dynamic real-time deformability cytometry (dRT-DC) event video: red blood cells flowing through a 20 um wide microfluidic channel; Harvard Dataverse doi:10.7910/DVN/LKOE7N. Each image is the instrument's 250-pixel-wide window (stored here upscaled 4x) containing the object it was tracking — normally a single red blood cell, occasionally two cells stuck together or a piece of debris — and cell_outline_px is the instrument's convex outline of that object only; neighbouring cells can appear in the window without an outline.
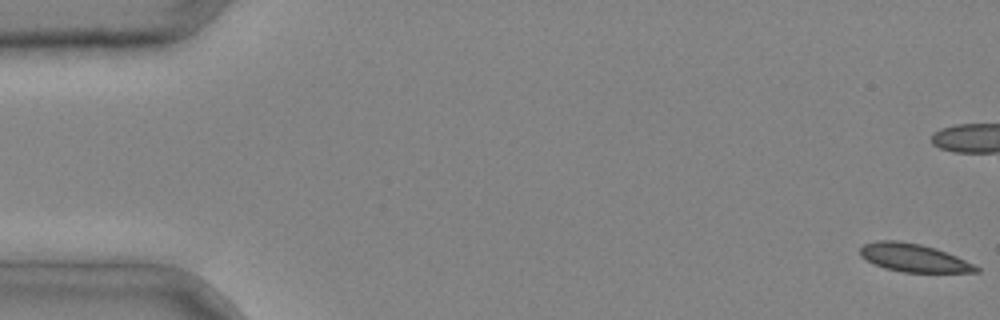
{"species": "common noctule bat (a hibernating species)", "species_latin": "Nyctalus noctula", "temperature_condition": "cold", "stored_images_in_passage": 6, "camera_frame_rate_fps": 3000, "um_per_image_px": 0.085, "animal": {"sex": "male", "body_mass_g": 20.4}, "frame": {"image": 1, "passage_image": 1, "time_ms": 0.0, "image_size_px": [1000, 320], "cell_outline_px": [[980, 272], [904, 272], [884, 268], [860, 256], [860, 248], [864, 244], [880, 240], [900, 240], [920, 244], [936, 248], [956, 256], [980, 268]], "centroid_in_image_um": [77.65, 21.9], "position_along_channel_um": 7.3, "area_um2": 18.79}}